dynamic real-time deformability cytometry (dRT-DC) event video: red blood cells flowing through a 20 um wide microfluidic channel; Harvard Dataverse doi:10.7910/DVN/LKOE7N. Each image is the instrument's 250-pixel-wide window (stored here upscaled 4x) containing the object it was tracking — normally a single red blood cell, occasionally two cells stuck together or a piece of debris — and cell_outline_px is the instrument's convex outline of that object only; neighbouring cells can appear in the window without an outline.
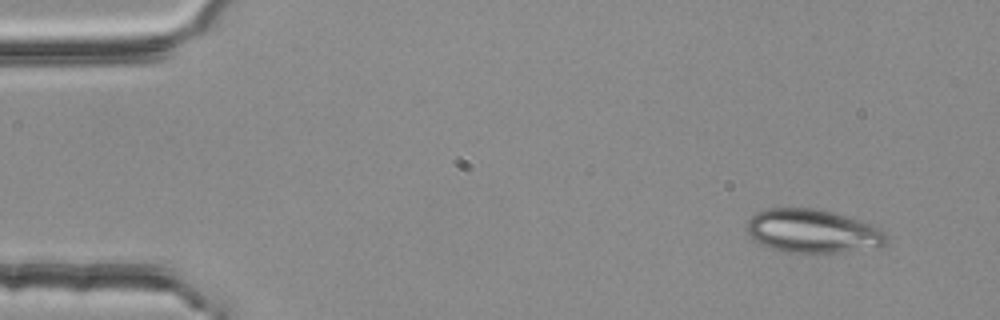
{"species": "common noctule bat (a hibernating species)", "species_latin": "Nyctalus noctula", "temperature_condition": "room temperature", "stored_images_in_passage": 4, "camera_frame_rate_fps": 3000, "um_per_image_px": 0.085, "animal": {"sex": "female", "body_mass_g": 25.1}, "frame": {"image": 1, "passage_image": 4, "time_ms": 1.0, "image_size_px": [1000, 320], "cell_outline_px": [[888, 240], [884, 244], [840, 252], [784, 252], [760, 244], [752, 240], [748, 232], [748, 220], [756, 212], [768, 208], [816, 208], [832, 212], [872, 224], [888, 232]], "centroid_in_image_um": [69.05, 19.63], "position_along_channel_um": 15.9, "area_um2": 35.14}}